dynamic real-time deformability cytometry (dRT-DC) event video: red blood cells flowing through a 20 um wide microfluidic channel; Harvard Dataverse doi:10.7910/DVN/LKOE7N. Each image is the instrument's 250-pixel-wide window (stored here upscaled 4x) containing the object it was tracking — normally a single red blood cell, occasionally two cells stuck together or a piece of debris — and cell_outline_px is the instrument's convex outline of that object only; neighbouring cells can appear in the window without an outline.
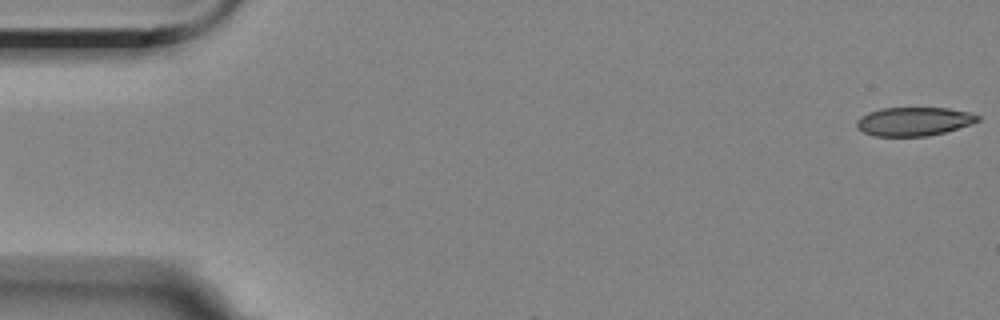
{"species": "Egyptian fruit bat (a non-hibernating species)", "species_latin": "Rousettus aegyptiacus", "temperature_condition": "room temperature", "stored_images_in_passage": 5, "segment_of_instrument_passage": [2, 2], "camera_frame_rate_fps": 3000, "um_per_image_px": 0.085, "animal": {"sex": "female"}, "frame": {"image": 1, "passage_image": 5, "time_ms": 5.667, "image_size_px": [1000, 320], "cell_outline_px": [[980, 120], [944, 132], [928, 136], [872, 136], [864, 132], [856, 124], [856, 120], [860, 116], [868, 112], [880, 108], [948, 108], [968, 112], [980, 116]], "centroid_in_image_um": [77.63, 10.32], "position_along_channel_um": 7.4, "area_um2": 20.06}}